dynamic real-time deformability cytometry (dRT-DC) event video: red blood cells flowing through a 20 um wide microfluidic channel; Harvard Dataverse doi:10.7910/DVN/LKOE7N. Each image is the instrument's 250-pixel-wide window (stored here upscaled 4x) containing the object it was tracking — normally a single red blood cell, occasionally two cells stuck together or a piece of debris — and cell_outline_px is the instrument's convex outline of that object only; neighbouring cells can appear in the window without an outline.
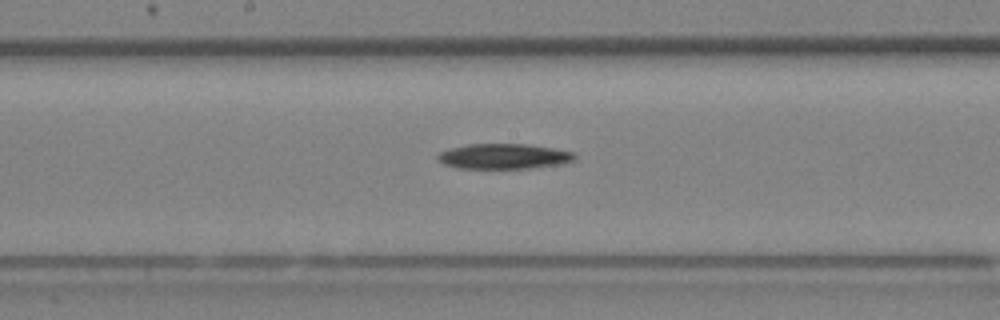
{"species": "Egyptian fruit bat (a non-hibernating species)", "species_latin": "Rousettus aegyptiacus", "temperature_condition": "room temperature", "stored_images_in_passage": 13, "camera_frame_rate_fps": 3000, "um_per_image_px": 0.085, "animal": {"sex": "female"}, "frame": {"image": 1, "passage_image": 10, "time_ms": 3.0, "image_size_px": [1000, 320], "cell_outline_px": [[576, 156], [572, 160], [564, 164], [532, 168], [460, 168], [444, 164], [436, 160], [436, 156], [440, 152], [448, 148], [468, 144], [524, 144], [552, 148], [572, 152]], "centroid_in_image_um": [42.78, 13.29], "position_along_channel_um": 205.4, "area_um2": 20.11}}